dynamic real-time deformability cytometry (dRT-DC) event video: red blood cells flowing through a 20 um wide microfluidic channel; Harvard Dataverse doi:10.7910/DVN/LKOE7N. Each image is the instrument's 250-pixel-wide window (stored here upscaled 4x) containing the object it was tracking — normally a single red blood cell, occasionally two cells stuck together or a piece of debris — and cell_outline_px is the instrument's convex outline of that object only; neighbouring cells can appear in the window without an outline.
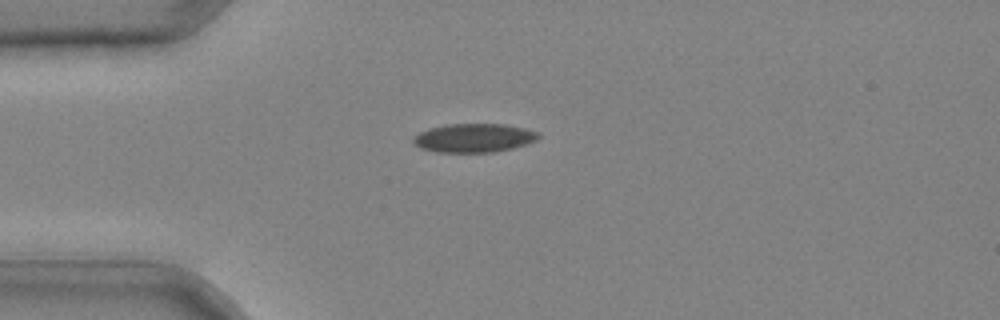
{"species": "common noctule bat (a hibernating species)", "species_latin": "Nyctalus noctula", "temperature_condition": "cold", "stored_images_in_passage": 30, "camera_frame_rate_fps": 3000, "um_per_image_px": 0.085, "animal": {"sex": "male", "body_mass_g": 20.4}, "frame": {"image": 1, "passage_image": 1, "time_ms": 0.0, "image_size_px": [1000, 320], "cell_outline_px": [[540, 136], [536, 140], [512, 148], [492, 152], [436, 152], [420, 148], [412, 140], [412, 136], [428, 128], [448, 124], [504, 124], [524, 128], [536, 132]], "centroid_in_image_um": [40.23, 11.72], "position_along_channel_um": 44.8, "area_um2": 20.81}}
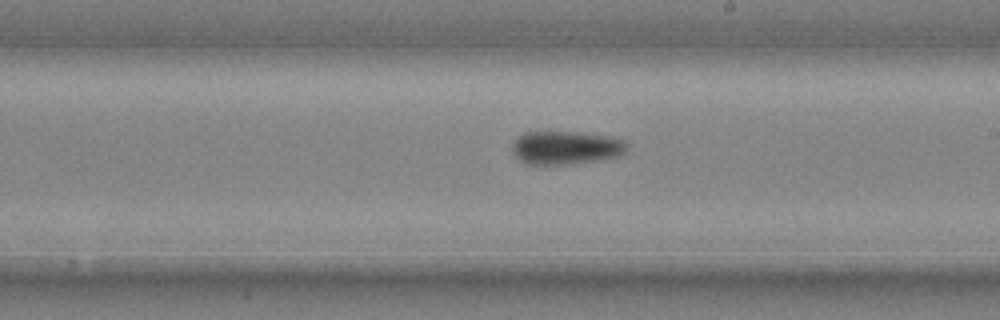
{"frame": {"image": 2, "passage_image": 15, "time_ms": 4.667, "image_size_px": [1000, 320], "cell_outline_px": [[628, 148], [620, 156], [596, 160], [568, 164], [528, 164], [520, 160], [512, 152], [512, 144], [524, 132], [576, 132], [612, 136], [624, 140], [628, 144]], "centroid_in_image_um": [48.13, 12.54], "position_along_channel_um": 240.9, "area_um2": 22.25}}
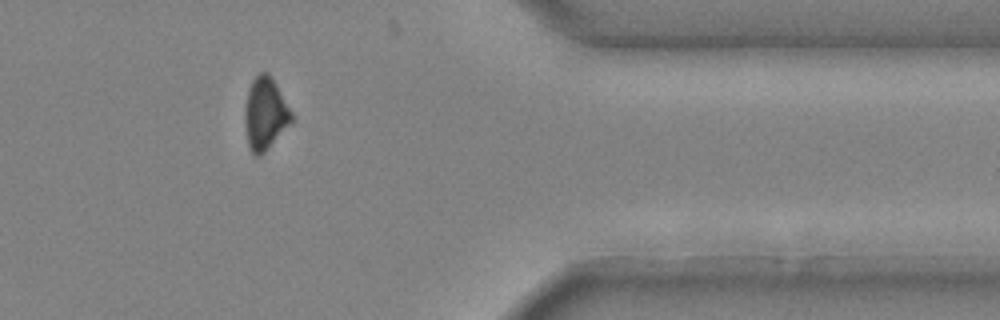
{"frame": {"image": 3, "passage_image": 26, "time_ms": 8.333, "image_size_px": [1000, 320], "cell_outline_px": [[296, 120], [260, 156], [256, 156], [252, 152], [248, 144], [244, 120], [244, 108], [248, 88], [252, 80], [260, 72], [268, 72], [276, 84], [292, 112]], "centroid_in_image_um": [22.56, 9.66], "position_along_channel_um": 388.8, "area_um2": 19.94}}